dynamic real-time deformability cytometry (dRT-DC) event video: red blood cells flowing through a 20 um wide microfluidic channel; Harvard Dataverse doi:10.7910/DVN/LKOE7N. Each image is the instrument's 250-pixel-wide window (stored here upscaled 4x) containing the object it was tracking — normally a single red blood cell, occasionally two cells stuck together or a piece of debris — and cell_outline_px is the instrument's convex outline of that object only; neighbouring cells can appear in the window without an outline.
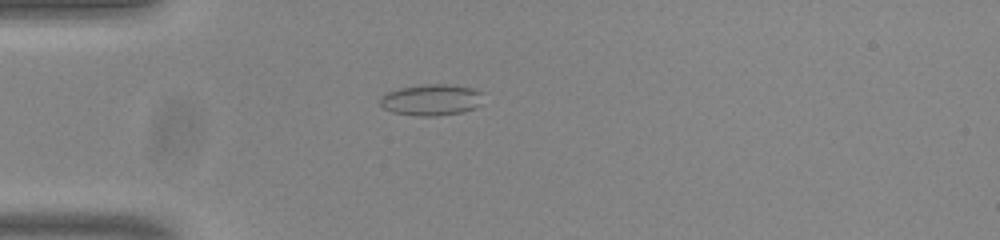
{"species": "common noctule bat (a hibernating species)", "species_latin": "Nyctalus noctula", "temperature_condition": "room temperature", "stored_images_in_passage": 41, "camera_frame_rate_fps": 3000, "um_per_image_px": 0.085, "animal": {"sex": "male", "body_mass_g": 20.0, "forearm_length_mm": 53.3}, "frame": {"image": 1, "passage_image": 2, "time_ms": 0.333, "image_size_px": [1000, 240], "cell_outline_px": [[480, 104], [464, 112], [432, 116], [416, 116], [392, 112], [384, 108], [380, 104], [380, 96], [388, 92], [400, 88], [424, 84], [448, 84], [472, 88], [480, 92]], "centroid_in_image_um": [36.61, 8.49], "position_along_channel_um": 48.4, "area_um2": 18.61}}
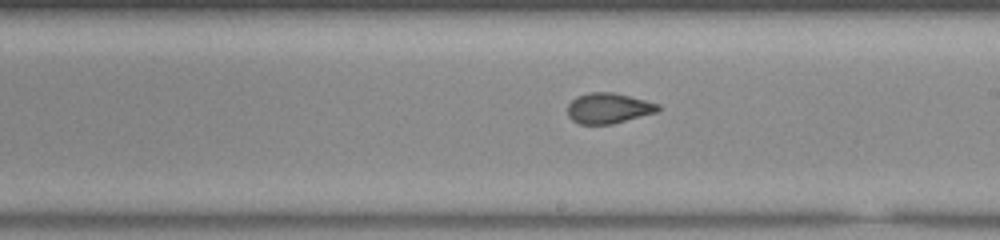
{"frame": {"image": 2, "passage_image": 18, "time_ms": 5.667, "image_size_px": [1000, 240], "cell_outline_px": [[660, 108], [656, 112], [612, 124], [580, 124], [572, 120], [568, 116], [568, 104], [576, 96], [588, 92], [612, 92], [660, 104]], "centroid_in_image_um": [51.69, 9.19], "position_along_channel_um": 237.3, "area_um2": 15.95}}
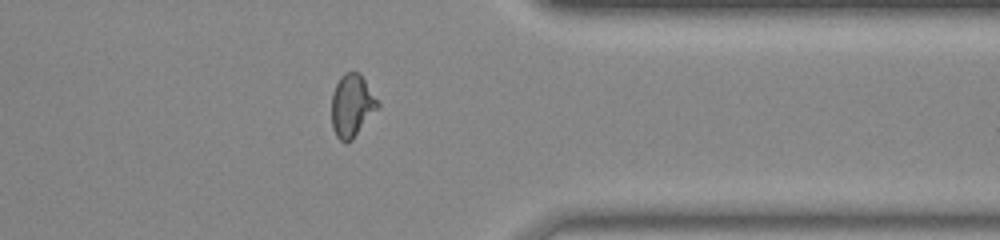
{"frame": {"image": 3, "passage_image": 30, "time_ms": 9.667, "image_size_px": [1000, 240], "cell_outline_px": [[380, 104], [352, 140], [344, 144], [336, 136], [332, 128], [332, 92], [340, 76], [344, 72], [360, 72]], "centroid_in_image_um": [29.89, 8.97], "position_along_channel_um": 381.5, "area_um2": 16.76}, "authors_computed_cell_mechanics": {"area_um2": 16.5886, "velocity_mm_per_s": 3.8317, "shape_relaxation_time_tau1_ms": null, "shape_relaxation_time_tau2_ms": 0.9644, "deformation_change_tau1": null, "deformation_change_tau2": 0.0658}}